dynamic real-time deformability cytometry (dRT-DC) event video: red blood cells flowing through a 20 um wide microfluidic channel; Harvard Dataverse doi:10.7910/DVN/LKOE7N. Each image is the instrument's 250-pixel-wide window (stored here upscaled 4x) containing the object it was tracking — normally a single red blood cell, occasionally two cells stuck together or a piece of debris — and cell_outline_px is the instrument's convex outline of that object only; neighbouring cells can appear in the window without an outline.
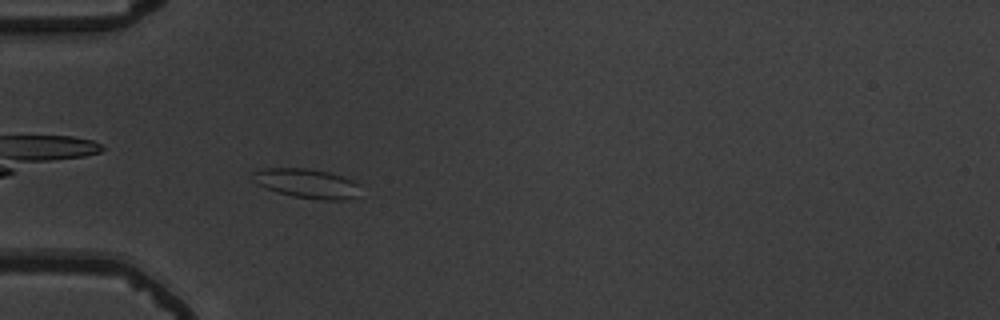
{"species": "common noctule bat (a hibernating species)", "species_latin": "Nyctalus noctula", "temperature_condition": "warm", "stored_images_in_passage": 35, "camera_frame_rate_fps": 3000, "um_per_image_px": 0.085, "animal": {"sex": "male", "body_mass_g": 19.5, "forearm_length_mm": 54.6}, "frame": {"image": 1, "passage_image": 4, "time_ms": 1.0, "image_size_px": [1000, 320], "cell_outline_px": [[360, 184], [356, 196], [340, 200], [320, 200], [292, 196], [264, 188], [256, 184], [252, 180], [252, 172], [260, 168], [308, 168], [328, 172], [352, 180]], "centroid_in_image_um": [26.01, 15.58], "position_along_channel_um": 59.0, "area_um2": 18.5}}
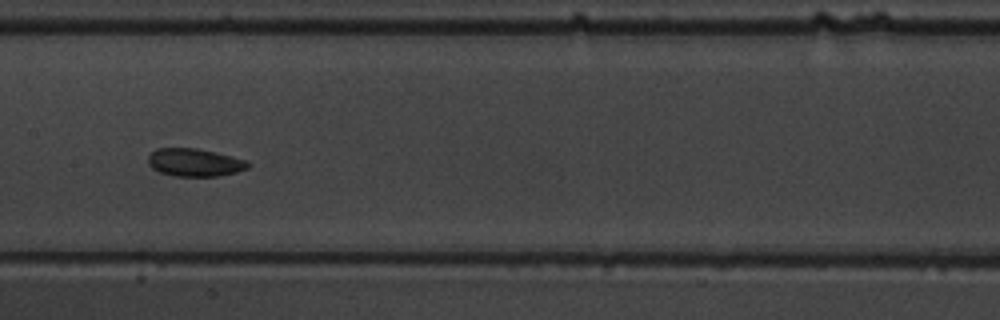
{"frame": {"image": 2, "passage_image": 15, "time_ms": 4.667, "image_size_px": [1000, 320], "cell_outline_px": [[252, 164], [248, 168], [236, 172], [216, 176], [176, 176], [160, 172], [152, 168], [148, 164], [148, 156], [156, 148], [196, 148], [216, 152], [248, 160]], "centroid_in_image_um": [16.57, 13.8], "position_along_channel_um": 190.8, "area_um2": 16.3}}
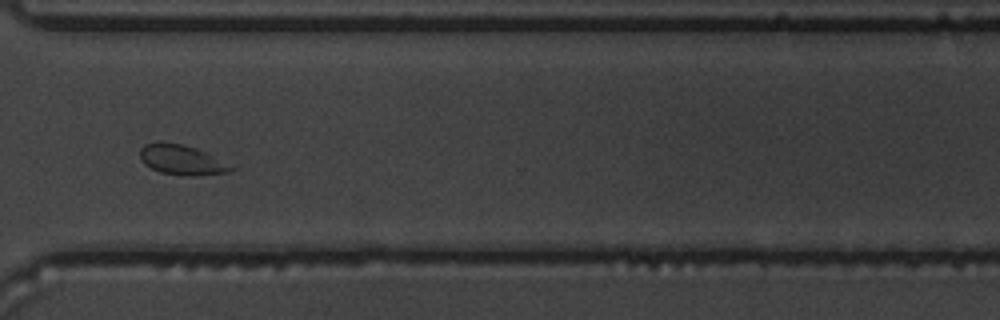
{"frame": {"image": 3, "passage_image": 28, "time_ms": 9.0, "image_size_px": [1000, 320], "cell_outline_px": [[240, 164], [236, 168], [228, 172], [196, 176], [184, 176], [160, 172], [144, 164], [140, 160], [140, 148], [144, 144], [180, 144], [196, 148]], "centroid_in_image_um": [15.62, 13.63], "position_along_channel_um": 355.0, "area_um2": 16.24}, "authors_computed_cell_mechanics": {"area_um2": 15.9528, "velocity_mm_per_s": 3.7835, "shape_relaxation_time_tau1_ms": 5.8741, "shape_relaxation_time_tau2_ms": 3.119, "deformation_change_tau1": 0.1092, "deformation_change_tau2": 0.0864}}